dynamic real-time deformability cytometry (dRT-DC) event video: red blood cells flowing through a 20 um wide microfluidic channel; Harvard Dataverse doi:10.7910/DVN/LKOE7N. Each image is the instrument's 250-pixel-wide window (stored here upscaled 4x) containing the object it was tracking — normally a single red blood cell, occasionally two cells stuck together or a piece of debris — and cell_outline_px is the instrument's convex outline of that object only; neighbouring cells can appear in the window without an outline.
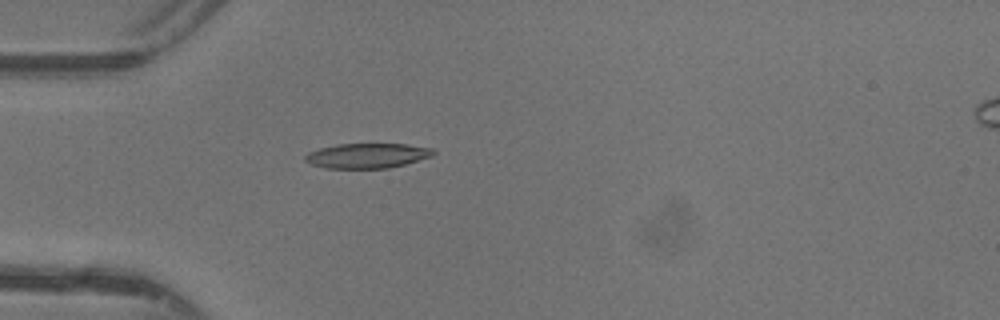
{"species": "common noctule bat (a hibernating species)", "species_latin": "Nyctalus noctula", "temperature_condition": "warm", "stored_images_in_passage": 48, "camera_frame_rate_fps": 3000, "um_per_image_px": 0.085, "animal": {"sex": "female"}, "frame": {"image": 1, "passage_image": 15, "time_ms": 4.667, "image_size_px": [1000, 320], "cell_outline_px": [[436, 152], [432, 156], [404, 164], [388, 168], [328, 168], [312, 164], [304, 160], [304, 156], [308, 152], [320, 148], [336, 144], [408, 144], [432, 148]], "centroid_in_image_um": [31.21, 13.22], "position_along_channel_um": 53.8, "area_um2": 18.5}}
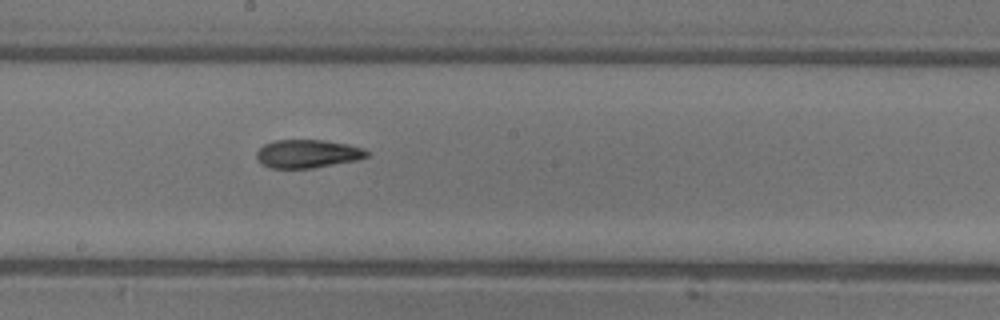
{"frame": {"image": 2, "passage_image": 27, "time_ms": 8.667, "image_size_px": [1000, 320], "cell_outline_px": [[368, 156], [356, 160], [312, 168], [272, 168], [264, 164], [256, 156], [256, 152], [264, 144], [272, 140], [324, 140], [348, 144], [364, 148], [368, 152]], "centroid_in_image_um": [26.15, 13.05], "position_along_channel_um": 222.0, "area_um2": 18.03}}
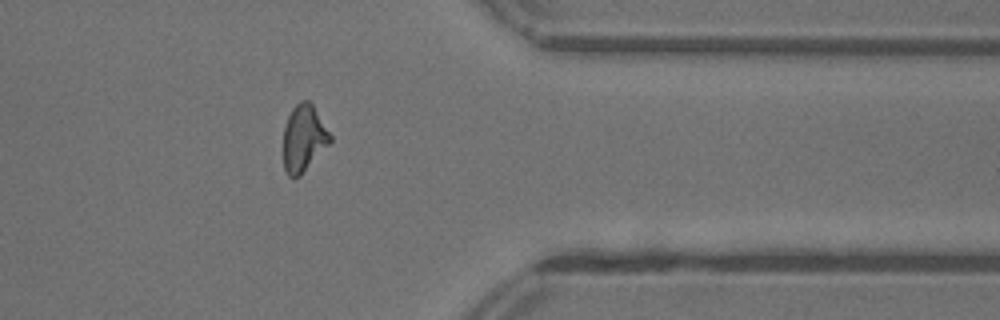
{"frame": {"image": 3, "passage_image": 39, "time_ms": 12.667, "image_size_px": [1000, 320], "cell_outline_px": [[332, 140], [300, 176], [288, 176], [284, 168], [284, 128], [288, 116], [292, 108], [300, 100], [308, 100], [312, 104], [332, 136]], "centroid_in_image_um": [25.81, 11.73], "position_along_channel_um": 385.6, "area_um2": 17.92}, "authors_computed_cell_mechanics": {"area_um2": 18.496, "velocity_mm_per_s": 4.4225, "shape_relaxation_time_tau1_ms": 6.3627, "shape_relaxation_time_tau2_ms": 2.7846, "deformation_change_tau1": 0.2143, "deformation_change_tau2": 0.1077}}